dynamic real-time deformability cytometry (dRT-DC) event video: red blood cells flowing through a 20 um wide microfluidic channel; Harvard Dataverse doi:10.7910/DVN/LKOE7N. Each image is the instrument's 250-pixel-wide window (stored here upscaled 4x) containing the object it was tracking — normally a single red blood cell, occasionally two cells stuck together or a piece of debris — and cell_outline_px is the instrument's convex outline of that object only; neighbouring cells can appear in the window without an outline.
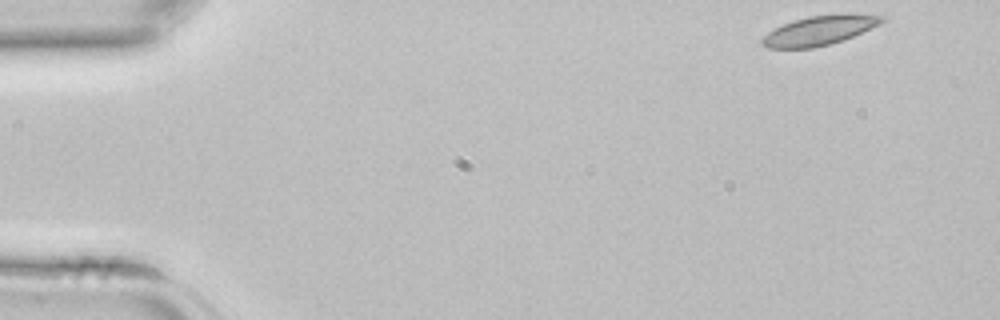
{"species": "common noctule bat (a hibernating species)", "species_latin": "Nyctalus noctula", "temperature_condition": "room temperature", "stored_images_in_passage": 36, "segment_of_instrument_passage": [1, 2], "camera_frame_rate_fps": 3000, "um_per_image_px": 0.085, "animal": {"sex": "female", "body_mass_g": 22.7, "forearm_length_mm": 54.2}, "frame": {"image": 1, "passage_image": 1, "time_ms": 0.0, "image_size_px": [1000, 320], "cell_outline_px": [[888, 20], [880, 24], [844, 40], [812, 48], [768, 48], [760, 44], [760, 40], [768, 32], [792, 20], [808, 16], [840, 12], [848, 12], [888, 16]], "centroid_in_image_um": [69.73, 2.55], "position_along_channel_um": 15.3, "area_um2": 21.04}}